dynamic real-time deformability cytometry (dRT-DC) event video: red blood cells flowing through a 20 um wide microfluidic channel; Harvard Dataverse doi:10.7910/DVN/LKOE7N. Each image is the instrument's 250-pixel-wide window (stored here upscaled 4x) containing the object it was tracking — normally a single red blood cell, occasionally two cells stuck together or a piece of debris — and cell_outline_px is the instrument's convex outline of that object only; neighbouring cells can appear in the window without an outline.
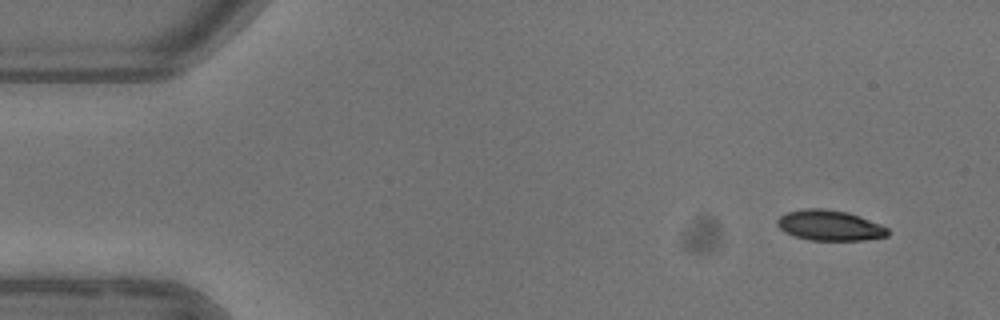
{"species": "common noctule bat (a hibernating species)", "species_latin": "Nyctalus noctula", "temperature_condition": "warm", "stored_images_in_passage": 4, "camera_frame_rate_fps": 3000, "um_per_image_px": 0.085, "animal": {"sex": "female"}, "frame": {"image": 1, "passage_image": 1, "time_ms": 0.0, "image_size_px": [1000, 320], "cell_outline_px": [[888, 236], [868, 240], [808, 240], [784, 232], [776, 224], [776, 220], [780, 216], [788, 212], [804, 208], [820, 208], [848, 212], [860, 216], [880, 224], [888, 228]], "centroid_in_image_um": [70.52, 19.16], "position_along_channel_um": 14.5, "area_um2": 19.65}}
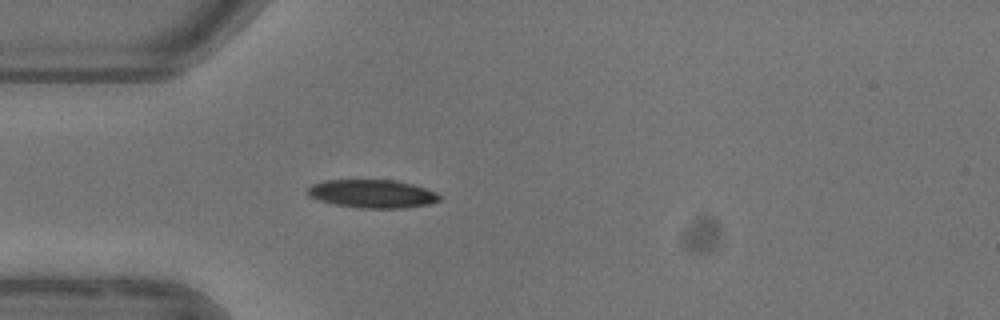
{"frame": {"image": 2, "passage_image": 4, "time_ms": 3.667, "image_size_px": [1000, 320], "cell_outline_px": [[440, 200], [428, 204], [404, 208], [360, 208], [336, 204], [320, 200], [308, 196], [304, 192], [312, 184], [324, 180], [396, 180], [412, 184], [436, 192], [440, 196]], "centroid_in_image_um": [31.62, 16.46], "position_along_channel_um": 53.4, "area_um2": 21.68}}